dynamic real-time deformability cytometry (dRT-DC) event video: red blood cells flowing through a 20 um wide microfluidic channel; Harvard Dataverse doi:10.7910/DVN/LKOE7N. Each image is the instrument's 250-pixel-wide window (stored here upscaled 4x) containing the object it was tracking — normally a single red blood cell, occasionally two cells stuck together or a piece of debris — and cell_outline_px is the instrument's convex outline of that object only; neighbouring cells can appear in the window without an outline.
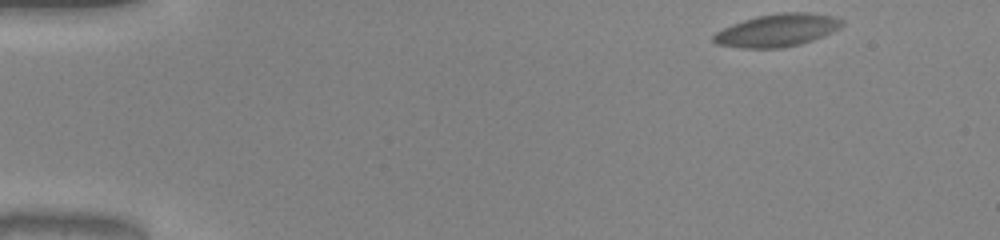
{"species": "common noctule bat (a hibernating species)", "species_latin": "Nyctalus noctula", "temperature_condition": "warm", "stored_images_in_passage": 48, "camera_frame_rate_fps": 3000, "um_per_image_px": 0.085, "animal": {"sex": "male", "body_mass_g": 20.0, "forearm_length_mm": 53.3}, "frame": {"image": 1, "passage_image": 1, "time_ms": 0.0, "image_size_px": [1000, 240], "cell_outline_px": [[844, 24], [840, 28], [812, 40], [800, 44], [780, 48], [744, 48], [716, 44], [712, 40], [712, 36], [716, 32], [732, 24], [756, 16], [780, 12], [804, 12], [832, 16], [844, 20]], "centroid_in_image_um": [66.05, 2.57], "position_along_channel_um": 18.9, "area_um2": 24.33}}
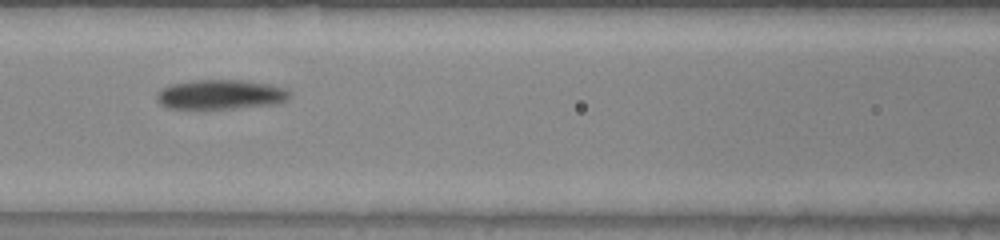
{"frame": {"image": 2, "passage_image": 20, "time_ms": 6.333, "image_size_px": [1000, 240], "cell_outline_px": [[292, 96], [288, 100], [276, 104], [232, 108], [168, 108], [160, 104], [156, 100], [156, 92], [160, 88], [168, 84], [196, 80], [244, 80], [272, 84], [284, 88], [292, 92]], "centroid_in_image_um": [18.76, 8.02], "position_along_channel_um": 147.8, "area_um2": 23.24}}
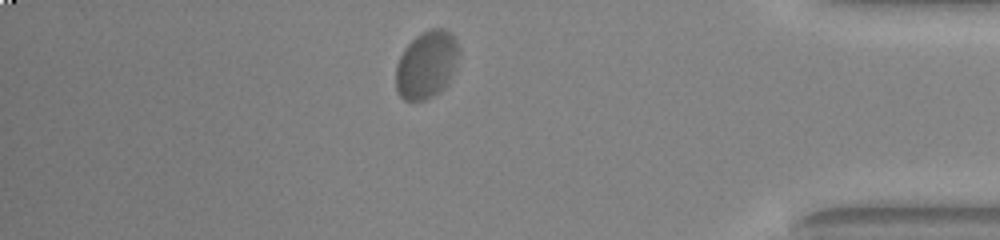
{"frame": {"image": 3, "passage_image": 42, "time_ms": 13.667, "image_size_px": [1000, 240], "cell_outline_px": [[460, 56], [448, 84], [440, 92], [424, 100], [404, 100], [400, 96], [396, 88], [396, 64], [404, 48], [416, 36], [432, 28], [444, 28], [452, 32], [460, 48]], "centroid_in_image_um": [36.29, 5.48], "position_along_channel_um": 398.9, "area_um2": 25.14}}